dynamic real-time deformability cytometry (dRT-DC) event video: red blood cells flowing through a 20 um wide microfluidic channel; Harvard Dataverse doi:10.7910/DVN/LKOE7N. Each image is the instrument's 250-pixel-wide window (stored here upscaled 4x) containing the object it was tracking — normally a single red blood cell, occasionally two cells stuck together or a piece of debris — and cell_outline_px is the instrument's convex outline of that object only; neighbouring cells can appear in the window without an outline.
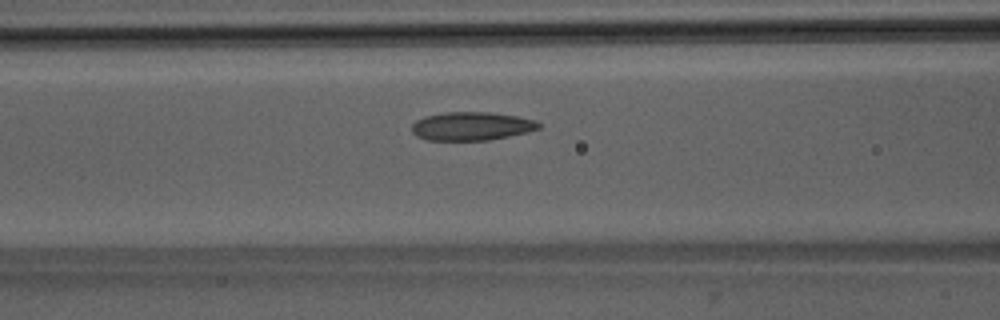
{"species": "Egyptian fruit bat (a non-hibernating species)", "species_latin": "Rousettus aegyptiacus", "temperature_condition": "room temperature", "stored_images_in_passage": 33, "camera_frame_rate_fps": 3000, "um_per_image_px": 0.085, "animal": {"sex": "male"}, "frame": {"image": 1, "passage_image": 10, "time_ms": 3.0, "image_size_px": [1000, 320], "cell_outline_px": [[540, 128], [528, 132], [488, 140], [428, 140], [416, 136], [412, 132], [412, 124], [416, 120], [424, 116], [444, 112], [488, 112], [516, 116], [536, 120], [540, 124]], "centroid_in_image_um": [40.06, 10.72], "position_along_channel_um": 126.5, "area_um2": 21.04}}
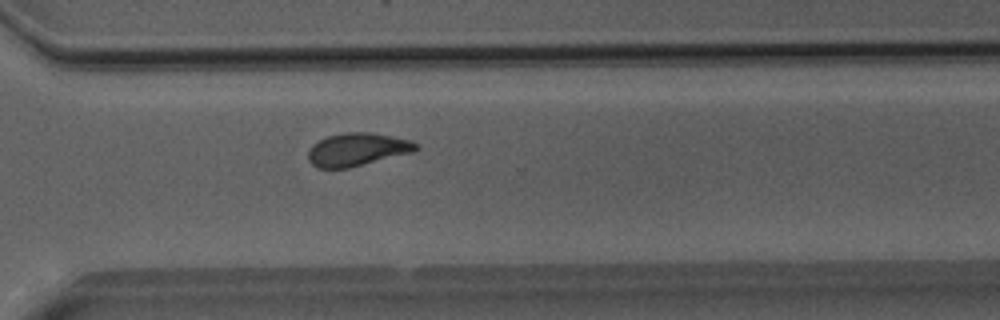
{"frame": {"image": 2, "passage_image": 26, "time_ms": 8.333, "image_size_px": [1000, 320], "cell_outline_px": [[420, 148], [412, 152], [348, 168], [316, 168], [308, 160], [308, 152], [312, 144], [328, 136], [344, 132], [368, 132], [408, 140], [416, 144]], "centroid_in_image_um": [30.31, 12.71], "position_along_channel_um": 340.3, "area_um2": 20.4}}
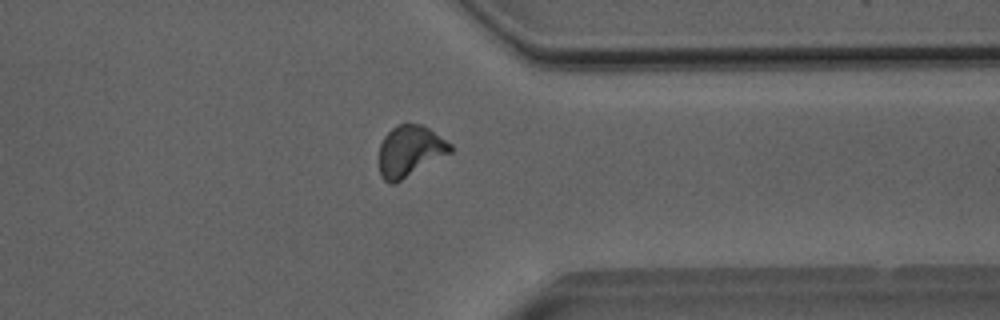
{"frame": {"image": 3, "passage_image": 29, "time_ms": 9.333, "image_size_px": [1000, 320], "cell_outline_px": [[452, 152], [400, 180], [392, 184], [388, 184], [380, 176], [380, 144], [384, 136], [396, 124], [424, 124], [452, 144]], "centroid_in_image_um": [34.85, 12.81], "position_along_channel_um": 376.6, "area_um2": 21.1}}